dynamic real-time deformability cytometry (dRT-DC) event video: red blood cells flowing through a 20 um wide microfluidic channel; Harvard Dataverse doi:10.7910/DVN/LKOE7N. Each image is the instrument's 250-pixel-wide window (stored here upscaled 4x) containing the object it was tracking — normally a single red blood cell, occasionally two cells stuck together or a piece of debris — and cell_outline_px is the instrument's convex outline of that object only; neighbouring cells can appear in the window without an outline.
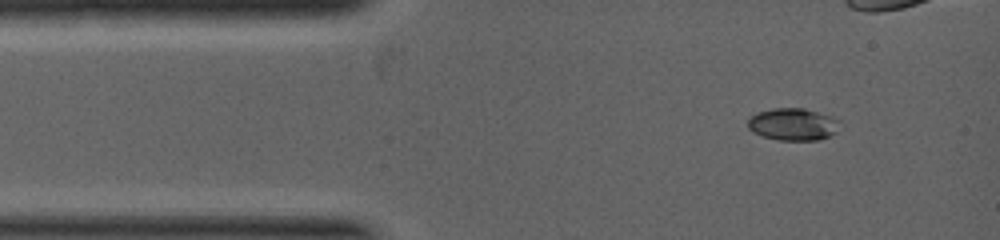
{"species": "common noctule bat (a hibernating species)", "species_latin": "Nyctalus noctula", "temperature_condition": "warm", "stored_images_in_passage": 3, "segment_of_instrument_passage": [2, 2], "camera_frame_rate_fps": 5000, "um_per_image_px": 0.085, "animal": {"sex": "female", "body_mass_g": 19.0, "forearm_length_mm": 53.3}, "frame": {"image": 1, "passage_image": 3, "time_ms": 1.8, "image_size_px": [1000, 240], "cell_outline_px": [[840, 120], [836, 132], [820, 140], [776, 140], [752, 132], [748, 128], [748, 120], [756, 112], [772, 108], [804, 108], [832, 116]], "centroid_in_image_um": [67.4, 10.56], "position_along_channel_um": 17.6, "area_um2": 17.34}}